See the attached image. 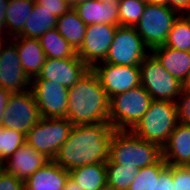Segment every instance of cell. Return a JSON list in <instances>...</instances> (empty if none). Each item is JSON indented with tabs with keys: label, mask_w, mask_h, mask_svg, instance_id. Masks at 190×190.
Masks as SVG:
<instances>
[{
	"label": "cell",
	"mask_w": 190,
	"mask_h": 190,
	"mask_svg": "<svg viewBox=\"0 0 190 190\" xmlns=\"http://www.w3.org/2000/svg\"><path fill=\"white\" fill-rule=\"evenodd\" d=\"M178 123L176 102L153 100L147 112L130 131L162 148Z\"/></svg>",
	"instance_id": "277c9868"
},
{
	"label": "cell",
	"mask_w": 190,
	"mask_h": 190,
	"mask_svg": "<svg viewBox=\"0 0 190 190\" xmlns=\"http://www.w3.org/2000/svg\"><path fill=\"white\" fill-rule=\"evenodd\" d=\"M110 100L90 68L68 88L66 118L73 126L108 122Z\"/></svg>",
	"instance_id": "7a4b0ae2"
},
{
	"label": "cell",
	"mask_w": 190,
	"mask_h": 190,
	"mask_svg": "<svg viewBox=\"0 0 190 190\" xmlns=\"http://www.w3.org/2000/svg\"><path fill=\"white\" fill-rule=\"evenodd\" d=\"M31 79L26 75L16 45L5 39L0 44V87L12 93L30 90Z\"/></svg>",
	"instance_id": "5bb4252c"
},
{
	"label": "cell",
	"mask_w": 190,
	"mask_h": 190,
	"mask_svg": "<svg viewBox=\"0 0 190 190\" xmlns=\"http://www.w3.org/2000/svg\"><path fill=\"white\" fill-rule=\"evenodd\" d=\"M5 40V38L0 34V44Z\"/></svg>",
	"instance_id": "f6af8a7d"
},
{
	"label": "cell",
	"mask_w": 190,
	"mask_h": 190,
	"mask_svg": "<svg viewBox=\"0 0 190 190\" xmlns=\"http://www.w3.org/2000/svg\"><path fill=\"white\" fill-rule=\"evenodd\" d=\"M95 1H99L101 3H106V4H108V3H118L119 2V0H95Z\"/></svg>",
	"instance_id": "ee69618b"
},
{
	"label": "cell",
	"mask_w": 190,
	"mask_h": 190,
	"mask_svg": "<svg viewBox=\"0 0 190 190\" xmlns=\"http://www.w3.org/2000/svg\"><path fill=\"white\" fill-rule=\"evenodd\" d=\"M87 25L72 8L58 17L56 29L60 35L77 51L83 43Z\"/></svg>",
	"instance_id": "cb8c5ba5"
},
{
	"label": "cell",
	"mask_w": 190,
	"mask_h": 190,
	"mask_svg": "<svg viewBox=\"0 0 190 190\" xmlns=\"http://www.w3.org/2000/svg\"><path fill=\"white\" fill-rule=\"evenodd\" d=\"M174 190H190V166H172Z\"/></svg>",
	"instance_id": "d6a6232c"
},
{
	"label": "cell",
	"mask_w": 190,
	"mask_h": 190,
	"mask_svg": "<svg viewBox=\"0 0 190 190\" xmlns=\"http://www.w3.org/2000/svg\"><path fill=\"white\" fill-rule=\"evenodd\" d=\"M35 3L44 7V9H47L57 18L72 9L69 1L67 0H36Z\"/></svg>",
	"instance_id": "836d02e7"
},
{
	"label": "cell",
	"mask_w": 190,
	"mask_h": 190,
	"mask_svg": "<svg viewBox=\"0 0 190 190\" xmlns=\"http://www.w3.org/2000/svg\"><path fill=\"white\" fill-rule=\"evenodd\" d=\"M69 178L82 190H105L107 188L106 164H88L70 170Z\"/></svg>",
	"instance_id": "7402d4cb"
},
{
	"label": "cell",
	"mask_w": 190,
	"mask_h": 190,
	"mask_svg": "<svg viewBox=\"0 0 190 190\" xmlns=\"http://www.w3.org/2000/svg\"><path fill=\"white\" fill-rule=\"evenodd\" d=\"M163 46L190 52V20L185 15L174 22Z\"/></svg>",
	"instance_id": "83f0119b"
},
{
	"label": "cell",
	"mask_w": 190,
	"mask_h": 190,
	"mask_svg": "<svg viewBox=\"0 0 190 190\" xmlns=\"http://www.w3.org/2000/svg\"><path fill=\"white\" fill-rule=\"evenodd\" d=\"M156 190H174L172 165H167L156 180Z\"/></svg>",
	"instance_id": "d590c367"
},
{
	"label": "cell",
	"mask_w": 190,
	"mask_h": 190,
	"mask_svg": "<svg viewBox=\"0 0 190 190\" xmlns=\"http://www.w3.org/2000/svg\"><path fill=\"white\" fill-rule=\"evenodd\" d=\"M12 92L0 87V127H2V121L4 118V111L9 101Z\"/></svg>",
	"instance_id": "74e56055"
},
{
	"label": "cell",
	"mask_w": 190,
	"mask_h": 190,
	"mask_svg": "<svg viewBox=\"0 0 190 190\" xmlns=\"http://www.w3.org/2000/svg\"><path fill=\"white\" fill-rule=\"evenodd\" d=\"M26 142V134L0 127V160L5 162Z\"/></svg>",
	"instance_id": "4dcf8cb0"
},
{
	"label": "cell",
	"mask_w": 190,
	"mask_h": 190,
	"mask_svg": "<svg viewBox=\"0 0 190 190\" xmlns=\"http://www.w3.org/2000/svg\"><path fill=\"white\" fill-rule=\"evenodd\" d=\"M68 178L67 169L49 160L24 182V190H64Z\"/></svg>",
	"instance_id": "ac0fdd59"
},
{
	"label": "cell",
	"mask_w": 190,
	"mask_h": 190,
	"mask_svg": "<svg viewBox=\"0 0 190 190\" xmlns=\"http://www.w3.org/2000/svg\"><path fill=\"white\" fill-rule=\"evenodd\" d=\"M57 17L44 7L34 4L30 18L18 36L38 39L45 32L56 28Z\"/></svg>",
	"instance_id": "d4e9b609"
},
{
	"label": "cell",
	"mask_w": 190,
	"mask_h": 190,
	"mask_svg": "<svg viewBox=\"0 0 190 190\" xmlns=\"http://www.w3.org/2000/svg\"><path fill=\"white\" fill-rule=\"evenodd\" d=\"M168 7L185 15L190 11V0H168Z\"/></svg>",
	"instance_id": "8d00e7d4"
},
{
	"label": "cell",
	"mask_w": 190,
	"mask_h": 190,
	"mask_svg": "<svg viewBox=\"0 0 190 190\" xmlns=\"http://www.w3.org/2000/svg\"><path fill=\"white\" fill-rule=\"evenodd\" d=\"M92 70L97 74L109 100L117 94L141 85L139 66L100 62Z\"/></svg>",
	"instance_id": "8fae6325"
},
{
	"label": "cell",
	"mask_w": 190,
	"mask_h": 190,
	"mask_svg": "<svg viewBox=\"0 0 190 190\" xmlns=\"http://www.w3.org/2000/svg\"><path fill=\"white\" fill-rule=\"evenodd\" d=\"M73 128L67 118H41L26 134V142L49 160L67 141Z\"/></svg>",
	"instance_id": "8992f818"
},
{
	"label": "cell",
	"mask_w": 190,
	"mask_h": 190,
	"mask_svg": "<svg viewBox=\"0 0 190 190\" xmlns=\"http://www.w3.org/2000/svg\"><path fill=\"white\" fill-rule=\"evenodd\" d=\"M80 19L86 24H108L119 26L118 3H101L88 0L73 8Z\"/></svg>",
	"instance_id": "ffe728a7"
},
{
	"label": "cell",
	"mask_w": 190,
	"mask_h": 190,
	"mask_svg": "<svg viewBox=\"0 0 190 190\" xmlns=\"http://www.w3.org/2000/svg\"><path fill=\"white\" fill-rule=\"evenodd\" d=\"M162 158V148L143 140L130 130H115L110 143L109 160L128 167L143 168Z\"/></svg>",
	"instance_id": "3957f363"
},
{
	"label": "cell",
	"mask_w": 190,
	"mask_h": 190,
	"mask_svg": "<svg viewBox=\"0 0 190 190\" xmlns=\"http://www.w3.org/2000/svg\"><path fill=\"white\" fill-rule=\"evenodd\" d=\"M64 190H82L78 184L68 178Z\"/></svg>",
	"instance_id": "ab89813d"
},
{
	"label": "cell",
	"mask_w": 190,
	"mask_h": 190,
	"mask_svg": "<svg viewBox=\"0 0 190 190\" xmlns=\"http://www.w3.org/2000/svg\"><path fill=\"white\" fill-rule=\"evenodd\" d=\"M151 53L134 27L117 26L114 39L103 62L139 66Z\"/></svg>",
	"instance_id": "9c48e42d"
},
{
	"label": "cell",
	"mask_w": 190,
	"mask_h": 190,
	"mask_svg": "<svg viewBox=\"0 0 190 190\" xmlns=\"http://www.w3.org/2000/svg\"><path fill=\"white\" fill-rule=\"evenodd\" d=\"M34 4L25 0H9L5 10L6 39L16 37L22 32L27 18L32 14Z\"/></svg>",
	"instance_id": "603a6c76"
},
{
	"label": "cell",
	"mask_w": 190,
	"mask_h": 190,
	"mask_svg": "<svg viewBox=\"0 0 190 190\" xmlns=\"http://www.w3.org/2000/svg\"><path fill=\"white\" fill-rule=\"evenodd\" d=\"M141 85L153 100L176 102L183 83L173 77L150 53L139 65Z\"/></svg>",
	"instance_id": "ba28073f"
},
{
	"label": "cell",
	"mask_w": 190,
	"mask_h": 190,
	"mask_svg": "<svg viewBox=\"0 0 190 190\" xmlns=\"http://www.w3.org/2000/svg\"><path fill=\"white\" fill-rule=\"evenodd\" d=\"M9 0H0V34L6 39V8Z\"/></svg>",
	"instance_id": "f35d334b"
},
{
	"label": "cell",
	"mask_w": 190,
	"mask_h": 190,
	"mask_svg": "<svg viewBox=\"0 0 190 190\" xmlns=\"http://www.w3.org/2000/svg\"><path fill=\"white\" fill-rule=\"evenodd\" d=\"M159 63L180 82L184 83L190 71V52L160 46L151 50Z\"/></svg>",
	"instance_id": "44dd1931"
},
{
	"label": "cell",
	"mask_w": 190,
	"mask_h": 190,
	"mask_svg": "<svg viewBox=\"0 0 190 190\" xmlns=\"http://www.w3.org/2000/svg\"><path fill=\"white\" fill-rule=\"evenodd\" d=\"M10 40L17 47L18 57L26 75L31 80L37 77L46 60L39 39L16 36Z\"/></svg>",
	"instance_id": "d6986e66"
},
{
	"label": "cell",
	"mask_w": 190,
	"mask_h": 190,
	"mask_svg": "<svg viewBox=\"0 0 190 190\" xmlns=\"http://www.w3.org/2000/svg\"><path fill=\"white\" fill-rule=\"evenodd\" d=\"M117 26L100 23L87 25L83 43L77 50V56L89 68L92 69L97 63L105 60Z\"/></svg>",
	"instance_id": "7c38bea8"
},
{
	"label": "cell",
	"mask_w": 190,
	"mask_h": 190,
	"mask_svg": "<svg viewBox=\"0 0 190 190\" xmlns=\"http://www.w3.org/2000/svg\"><path fill=\"white\" fill-rule=\"evenodd\" d=\"M145 5L144 0H119V25L135 27L141 19Z\"/></svg>",
	"instance_id": "f546056e"
},
{
	"label": "cell",
	"mask_w": 190,
	"mask_h": 190,
	"mask_svg": "<svg viewBox=\"0 0 190 190\" xmlns=\"http://www.w3.org/2000/svg\"><path fill=\"white\" fill-rule=\"evenodd\" d=\"M114 131L109 122L73 126L53 161L68 171L88 164L106 163Z\"/></svg>",
	"instance_id": "6da1fadb"
},
{
	"label": "cell",
	"mask_w": 190,
	"mask_h": 190,
	"mask_svg": "<svg viewBox=\"0 0 190 190\" xmlns=\"http://www.w3.org/2000/svg\"><path fill=\"white\" fill-rule=\"evenodd\" d=\"M166 166L167 163L161 158L156 164L140 168L128 190H156V180H159L160 172Z\"/></svg>",
	"instance_id": "f1b7e54d"
},
{
	"label": "cell",
	"mask_w": 190,
	"mask_h": 190,
	"mask_svg": "<svg viewBox=\"0 0 190 190\" xmlns=\"http://www.w3.org/2000/svg\"><path fill=\"white\" fill-rule=\"evenodd\" d=\"M90 68L79 58H46L40 73L32 80H50L66 88L72 87Z\"/></svg>",
	"instance_id": "9a60e30c"
},
{
	"label": "cell",
	"mask_w": 190,
	"mask_h": 190,
	"mask_svg": "<svg viewBox=\"0 0 190 190\" xmlns=\"http://www.w3.org/2000/svg\"><path fill=\"white\" fill-rule=\"evenodd\" d=\"M180 14L165 5L146 4L141 19L134 27L145 45L153 50L164 45L168 33Z\"/></svg>",
	"instance_id": "52a82bcc"
},
{
	"label": "cell",
	"mask_w": 190,
	"mask_h": 190,
	"mask_svg": "<svg viewBox=\"0 0 190 190\" xmlns=\"http://www.w3.org/2000/svg\"><path fill=\"white\" fill-rule=\"evenodd\" d=\"M178 121L190 126V90L182 89L176 100Z\"/></svg>",
	"instance_id": "1f68e13d"
},
{
	"label": "cell",
	"mask_w": 190,
	"mask_h": 190,
	"mask_svg": "<svg viewBox=\"0 0 190 190\" xmlns=\"http://www.w3.org/2000/svg\"><path fill=\"white\" fill-rule=\"evenodd\" d=\"M153 101L140 85L110 99L108 122L115 130H131L143 117Z\"/></svg>",
	"instance_id": "5b68a950"
},
{
	"label": "cell",
	"mask_w": 190,
	"mask_h": 190,
	"mask_svg": "<svg viewBox=\"0 0 190 190\" xmlns=\"http://www.w3.org/2000/svg\"><path fill=\"white\" fill-rule=\"evenodd\" d=\"M30 90L42 118H66L68 88L50 80H31Z\"/></svg>",
	"instance_id": "4fadbf2b"
},
{
	"label": "cell",
	"mask_w": 190,
	"mask_h": 190,
	"mask_svg": "<svg viewBox=\"0 0 190 190\" xmlns=\"http://www.w3.org/2000/svg\"><path fill=\"white\" fill-rule=\"evenodd\" d=\"M146 4L165 5L168 6V0H144Z\"/></svg>",
	"instance_id": "60d3db41"
},
{
	"label": "cell",
	"mask_w": 190,
	"mask_h": 190,
	"mask_svg": "<svg viewBox=\"0 0 190 190\" xmlns=\"http://www.w3.org/2000/svg\"><path fill=\"white\" fill-rule=\"evenodd\" d=\"M25 1H30V2H33V3H35V2H36V0H25Z\"/></svg>",
	"instance_id": "7dc6e473"
},
{
	"label": "cell",
	"mask_w": 190,
	"mask_h": 190,
	"mask_svg": "<svg viewBox=\"0 0 190 190\" xmlns=\"http://www.w3.org/2000/svg\"><path fill=\"white\" fill-rule=\"evenodd\" d=\"M183 88L190 90V71L188 73L186 80L183 83Z\"/></svg>",
	"instance_id": "7bdbcfd3"
},
{
	"label": "cell",
	"mask_w": 190,
	"mask_h": 190,
	"mask_svg": "<svg viewBox=\"0 0 190 190\" xmlns=\"http://www.w3.org/2000/svg\"><path fill=\"white\" fill-rule=\"evenodd\" d=\"M88 0H70L69 3L71 5L72 8H74L75 6L81 4V3H84Z\"/></svg>",
	"instance_id": "b9f144b4"
},
{
	"label": "cell",
	"mask_w": 190,
	"mask_h": 190,
	"mask_svg": "<svg viewBox=\"0 0 190 190\" xmlns=\"http://www.w3.org/2000/svg\"><path fill=\"white\" fill-rule=\"evenodd\" d=\"M0 169H3V162L0 160Z\"/></svg>",
	"instance_id": "bcb514c9"
},
{
	"label": "cell",
	"mask_w": 190,
	"mask_h": 190,
	"mask_svg": "<svg viewBox=\"0 0 190 190\" xmlns=\"http://www.w3.org/2000/svg\"><path fill=\"white\" fill-rule=\"evenodd\" d=\"M106 164L107 189L128 190L139 168L123 166L122 164L112 163L109 159Z\"/></svg>",
	"instance_id": "4316f807"
},
{
	"label": "cell",
	"mask_w": 190,
	"mask_h": 190,
	"mask_svg": "<svg viewBox=\"0 0 190 190\" xmlns=\"http://www.w3.org/2000/svg\"><path fill=\"white\" fill-rule=\"evenodd\" d=\"M38 39L46 58L64 59L78 57L75 48L60 35L56 28L45 32Z\"/></svg>",
	"instance_id": "484cf974"
},
{
	"label": "cell",
	"mask_w": 190,
	"mask_h": 190,
	"mask_svg": "<svg viewBox=\"0 0 190 190\" xmlns=\"http://www.w3.org/2000/svg\"><path fill=\"white\" fill-rule=\"evenodd\" d=\"M48 161V158L25 142L13 155L3 162V169L7 173L25 182Z\"/></svg>",
	"instance_id": "2e32d148"
},
{
	"label": "cell",
	"mask_w": 190,
	"mask_h": 190,
	"mask_svg": "<svg viewBox=\"0 0 190 190\" xmlns=\"http://www.w3.org/2000/svg\"><path fill=\"white\" fill-rule=\"evenodd\" d=\"M41 118L31 90L12 93L4 111L2 127L27 134Z\"/></svg>",
	"instance_id": "30bf717a"
},
{
	"label": "cell",
	"mask_w": 190,
	"mask_h": 190,
	"mask_svg": "<svg viewBox=\"0 0 190 190\" xmlns=\"http://www.w3.org/2000/svg\"><path fill=\"white\" fill-rule=\"evenodd\" d=\"M25 183L7 173L4 169L0 172V190H24Z\"/></svg>",
	"instance_id": "e575fe53"
},
{
	"label": "cell",
	"mask_w": 190,
	"mask_h": 190,
	"mask_svg": "<svg viewBox=\"0 0 190 190\" xmlns=\"http://www.w3.org/2000/svg\"><path fill=\"white\" fill-rule=\"evenodd\" d=\"M167 165L190 166V126L178 123L162 147Z\"/></svg>",
	"instance_id": "e0dca14e"
}]
</instances>
